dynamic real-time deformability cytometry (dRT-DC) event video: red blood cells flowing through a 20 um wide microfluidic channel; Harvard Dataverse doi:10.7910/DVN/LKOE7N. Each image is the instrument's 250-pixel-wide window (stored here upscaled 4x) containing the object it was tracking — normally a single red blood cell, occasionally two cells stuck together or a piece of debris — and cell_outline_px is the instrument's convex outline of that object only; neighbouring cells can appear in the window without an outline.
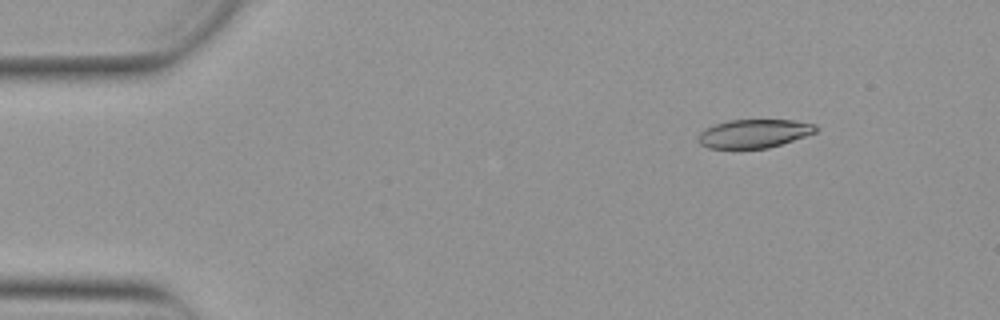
{"species": "Egyptian fruit bat (a non-hibernating species)", "species_latin": "Rousettus aegyptiacus", "temperature_condition": "warm", "stored_images_in_passage": 53, "camera_frame_rate_fps": 3000, "um_per_image_px": 0.085, "animal": {"sex": "female"}, "frame": {"image": 1, "passage_image": 7, "time_ms": 2.0, "image_size_px": [1000, 320], "cell_outline_px": [[820, 128], [816, 132], [768, 148], [708, 148], [700, 144], [696, 140], [700, 132], [704, 128], [728, 120], [792, 120], [816, 124]], "centroid_in_image_um": [64.07, 11.34], "position_along_channel_um": 20.9, "area_um2": 19.54}}
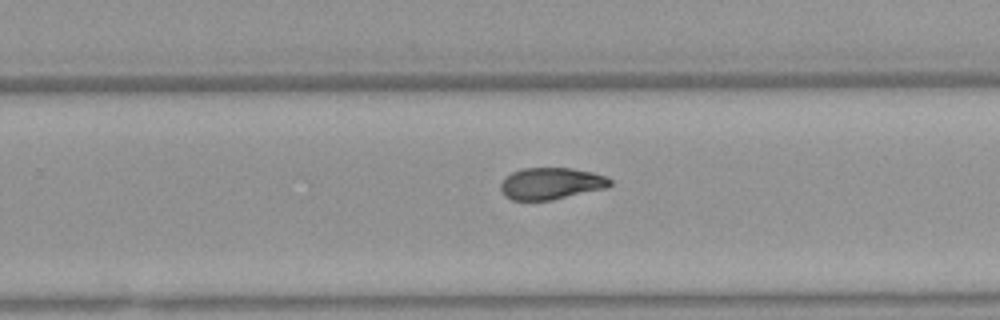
{"frame": {"image": 2, "passage_image": 34, "time_ms": 11.0, "image_size_px": [1000, 320], "cell_outline_px": [[612, 184], [608, 188], [552, 200], [512, 200], [504, 196], [500, 188], [500, 184], [504, 176], [512, 172], [524, 168], [572, 168], [592, 172], [608, 176], [612, 180]], "centroid_in_image_um": [46.86, 15.6], "position_along_channel_um": 282.9, "area_um2": 20.58}}
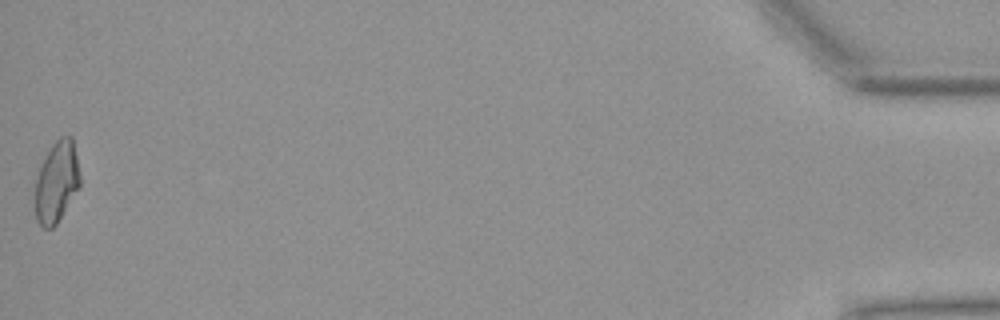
{"frame": {"image": 3, "passage_image": 53, "time_ms": 17.333, "image_size_px": [1000, 320], "cell_outline_px": [[80, 184], [56, 224], [52, 228], [44, 228], [36, 220], [36, 180], [40, 168], [52, 144], [60, 136], [72, 136], [80, 176]], "centroid_in_image_um": [4.82, 15.45], "position_along_channel_um": 430.4, "area_um2": 20.58}, "authors_computed_cell_mechanics": {"area_um2": 20.9814, "velocity_mm_per_s": 3.8845, "shape_relaxation_time_tau1_ms": null, "shape_relaxation_time_tau2_ms": 5.7232, "deformation_change_tau1": null, "deformation_change_tau2": 0.123}}